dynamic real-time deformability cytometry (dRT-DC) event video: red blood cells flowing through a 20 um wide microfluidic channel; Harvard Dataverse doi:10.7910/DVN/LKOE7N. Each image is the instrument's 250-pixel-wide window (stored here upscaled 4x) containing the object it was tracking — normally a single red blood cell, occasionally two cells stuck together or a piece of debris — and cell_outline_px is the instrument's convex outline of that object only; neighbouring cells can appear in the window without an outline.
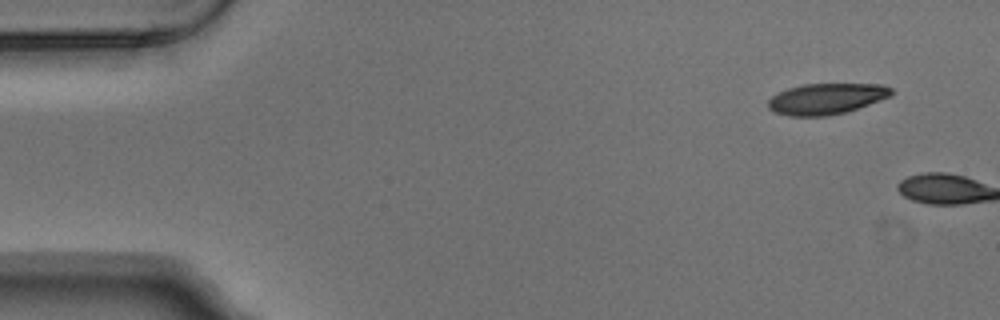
{"species": "Egyptian fruit bat (a non-hibernating species)", "species_latin": "Rousettus aegyptiacus", "temperature_condition": "warm", "stored_images_in_passage": 5, "camera_frame_rate_fps": 3000, "um_per_image_px": 0.085, "animal": {"sex": "male"}, "frame": {"image": 1, "passage_image": 1, "time_ms": 0.0, "image_size_px": [1000, 320], "cell_outline_px": [[892, 96], [844, 112], [828, 116], [788, 116], [776, 112], [768, 108], [768, 100], [772, 96], [788, 88], [804, 84], [884, 84], [892, 88]], "centroid_in_image_um": [70.24, 8.39], "position_along_channel_um": 14.8, "area_um2": 22.08}}
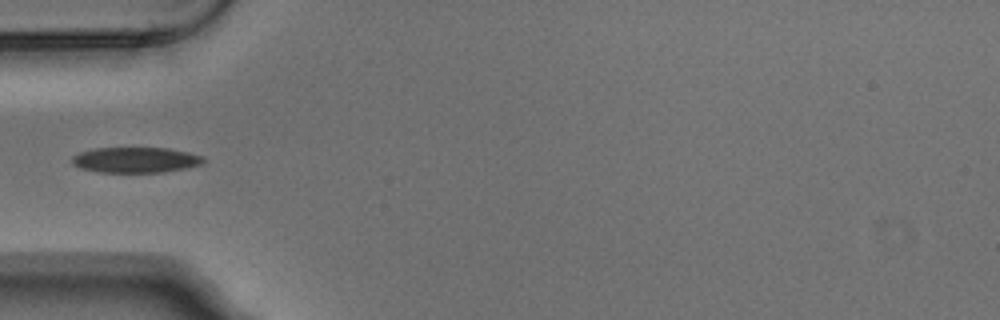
{"frame": {"image": 2, "passage_image": 5, "time_ms": 1.333, "image_size_px": [1000, 320], "cell_outline_px": [[208, 160], [204, 164], [188, 168], [164, 172], [96, 172], [80, 168], [72, 164], [72, 156], [80, 152], [92, 148], [168, 148], [188, 152], [204, 156]], "centroid_in_image_um": [11.58, 13.59], "position_along_channel_um": 73.4, "area_um2": 19.88}}